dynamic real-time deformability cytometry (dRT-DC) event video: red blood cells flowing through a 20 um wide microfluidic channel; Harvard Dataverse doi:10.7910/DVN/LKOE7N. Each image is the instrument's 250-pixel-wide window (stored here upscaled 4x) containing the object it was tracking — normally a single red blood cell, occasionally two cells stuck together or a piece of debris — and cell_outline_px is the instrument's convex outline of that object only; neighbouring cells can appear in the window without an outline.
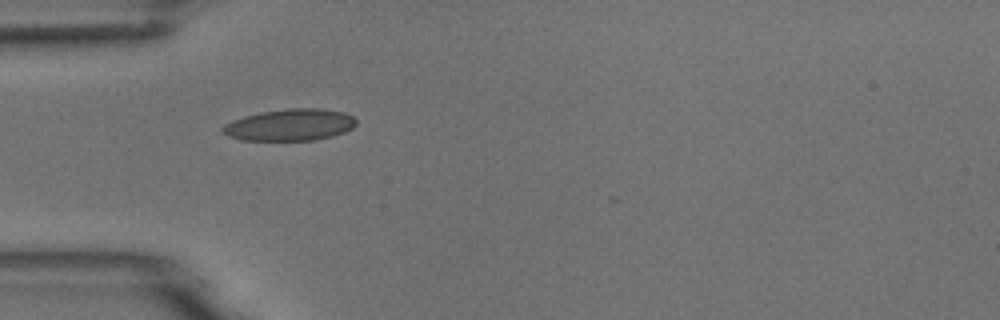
{"species": "common noctule bat (a hibernating species)", "species_latin": "Nyctalus noctula", "temperature_condition": "room temperature", "stored_images_in_passage": 7, "camera_frame_rate_fps": 3000, "um_per_image_px": 0.085, "animal": {"sex": "male", "body_mass_g": 18.8}, "frame": {"image": 1, "passage_image": 1, "time_ms": 0.0, "image_size_px": [1000, 320], "cell_outline_px": [[356, 124], [352, 128], [344, 132], [332, 136], [316, 140], [240, 140], [228, 136], [220, 132], [220, 128], [224, 124], [232, 120], [244, 116], [264, 112], [288, 108], [316, 108], [344, 112], [352, 116], [356, 120]], "centroid_in_image_um": [24.61, 10.62], "position_along_channel_um": 60.4, "area_um2": 24.74}}
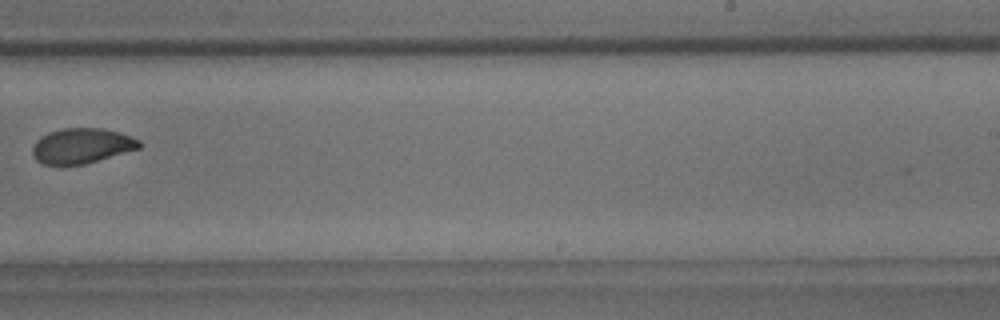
{"frame": {"image": 2, "passage_image": 6, "time_ms": 6.0, "image_size_px": [1000, 320], "cell_outline_px": [[144, 144], [140, 148], [84, 164], [44, 164], [36, 160], [32, 156], [32, 148], [36, 140], [40, 136], [48, 132], [64, 128], [100, 128], [116, 132], [140, 140]], "centroid_in_image_um": [6.92, 12.39], "position_along_channel_um": 282.1, "area_um2": 21.73}}
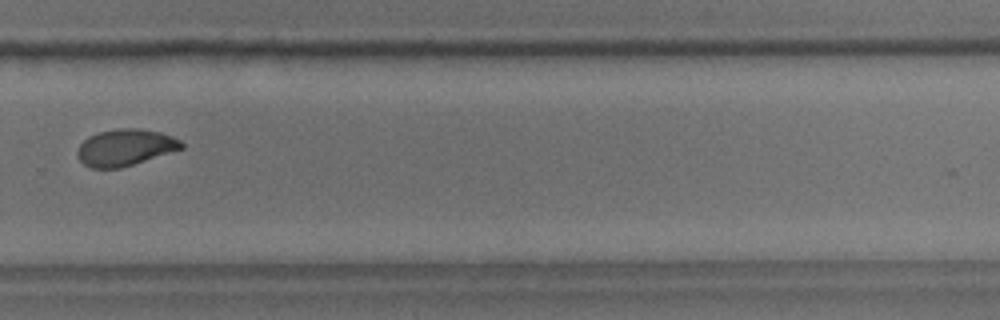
{"frame": {"image": 3, "passage_image": 7, "time_ms": 7.0, "image_size_px": [1000, 320], "cell_outline_px": [[184, 148], [120, 168], [92, 168], [84, 164], [76, 156], [76, 152], [80, 144], [88, 136], [100, 132], [116, 128], [136, 128], [160, 132], [172, 136], [180, 140], [184, 144]], "centroid_in_image_um": [10.63, 12.53], "position_along_channel_um": 319.2, "area_um2": 22.14}}